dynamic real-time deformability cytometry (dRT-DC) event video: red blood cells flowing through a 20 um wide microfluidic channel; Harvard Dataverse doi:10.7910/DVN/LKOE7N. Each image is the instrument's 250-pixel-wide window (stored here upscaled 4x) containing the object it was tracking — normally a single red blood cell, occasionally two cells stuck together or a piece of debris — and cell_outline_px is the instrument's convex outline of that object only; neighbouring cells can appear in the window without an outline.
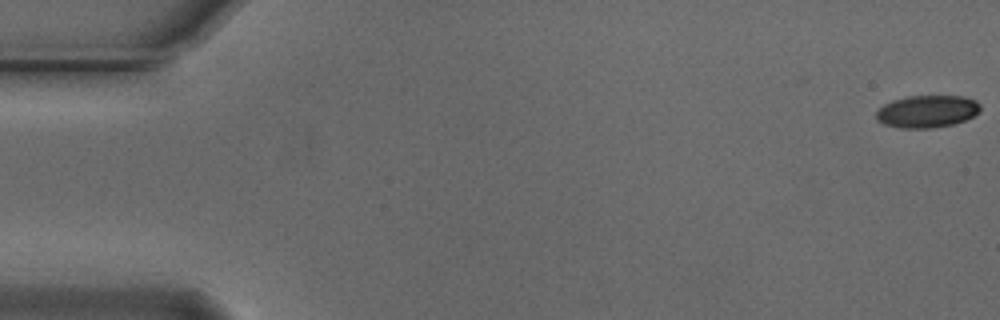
{"species": "Egyptian fruit bat (a non-hibernating species)", "species_latin": "Rousettus aegyptiacus", "temperature_condition": "cold", "stored_images_in_passage": 50, "camera_frame_rate_fps": 3000, "um_per_image_px": 0.085, "animal": {"sex": "male"}, "frame": {"image": 1, "passage_image": 1, "time_ms": 0.0, "image_size_px": [1000, 320], "cell_outline_px": [[980, 112], [964, 120], [952, 124], [932, 128], [900, 128], [884, 124], [876, 120], [876, 112], [884, 104], [892, 100], [908, 96], [964, 96], [976, 100], [980, 104]], "centroid_in_image_um": [78.8, 9.46], "position_along_channel_um": 6.2, "area_um2": 19.65}}
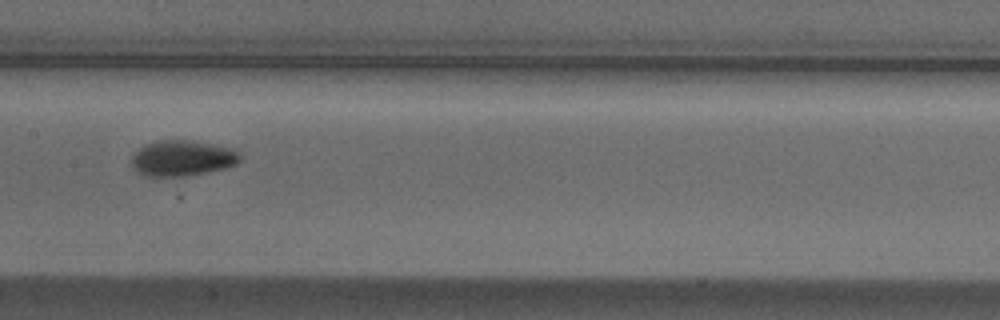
{"frame": {"image": 2, "passage_image": 28, "time_ms": 9.0, "image_size_px": [1000, 320], "cell_outline_px": [[240, 160], [236, 164], [228, 168], [208, 172], [184, 176], [144, 176], [136, 172], [132, 168], [132, 156], [140, 148], [148, 144], [160, 140], [184, 140], [232, 148], [240, 152]], "centroid_in_image_um": [15.5, 13.47], "position_along_channel_um": 191.9, "area_um2": 22.43}}
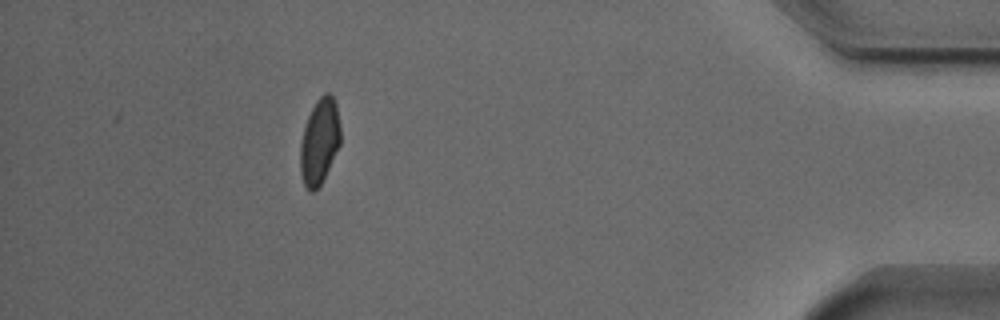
{"frame": {"image": 3, "passage_image": 50, "time_ms": 16.333, "image_size_px": [1000, 320], "cell_outline_px": [[340, 144], [320, 184], [312, 192], [308, 192], [304, 184], [300, 172], [300, 144], [304, 128], [308, 116], [316, 100], [324, 92], [328, 92], [332, 96], [336, 104], [340, 128]], "centroid_in_image_um": [27.14, 12.0], "position_along_channel_um": 408.1, "area_um2": 19.83}, "authors_computed_cell_mechanics": {"area_um2": 21.0681, "velocity_mm_per_s": 3.7209, "shape_relaxation_time_tau1_ms": 4.3464, "shape_relaxation_time_tau2_ms": 2.9557, "deformation_change_tau1": 0.1346, "deformation_change_tau2": 0.0605}}